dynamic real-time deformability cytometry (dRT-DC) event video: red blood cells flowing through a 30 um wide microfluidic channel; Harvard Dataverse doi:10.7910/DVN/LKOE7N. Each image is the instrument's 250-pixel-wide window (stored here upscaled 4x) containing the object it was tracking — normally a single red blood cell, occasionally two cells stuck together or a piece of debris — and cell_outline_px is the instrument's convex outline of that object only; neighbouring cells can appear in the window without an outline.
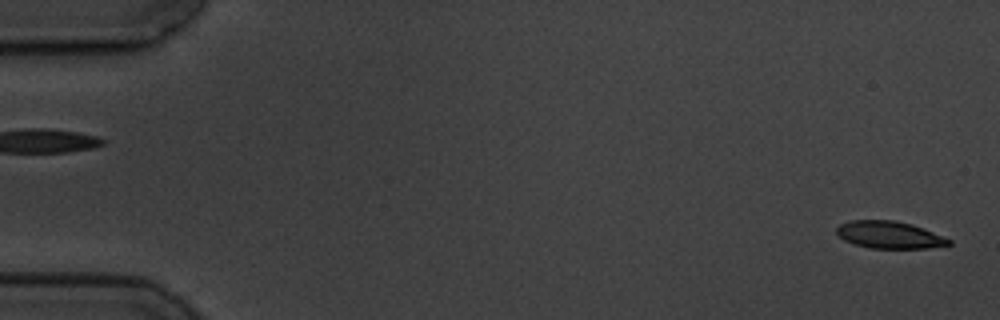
{"species": "common noctule bat (a hibernating species)", "species_latin": "Nyctalus noctula", "temperature_condition": "cold", "stored_images_in_passage": 4, "segment_of_instrument_passage": [2, 2], "camera_frame_rate_fps": 3000, "um_per_image_px": 0.085, "animal": {"sex": "male", "body_mass_g": 19.5, "forearm_length_mm": 54.6}, "frame": {"image": 1, "passage_image": 4, "time_ms": 5.333, "image_size_px": [1000, 320], "cell_outline_px": [[952, 244], [928, 248], [868, 248], [844, 240], [836, 232], [836, 228], [840, 224], [852, 220], [892, 220], [912, 224], [924, 228], [952, 240]], "centroid_in_image_um": [75.61, 19.96], "position_along_channel_um": 9.4, "area_um2": 17.74}}